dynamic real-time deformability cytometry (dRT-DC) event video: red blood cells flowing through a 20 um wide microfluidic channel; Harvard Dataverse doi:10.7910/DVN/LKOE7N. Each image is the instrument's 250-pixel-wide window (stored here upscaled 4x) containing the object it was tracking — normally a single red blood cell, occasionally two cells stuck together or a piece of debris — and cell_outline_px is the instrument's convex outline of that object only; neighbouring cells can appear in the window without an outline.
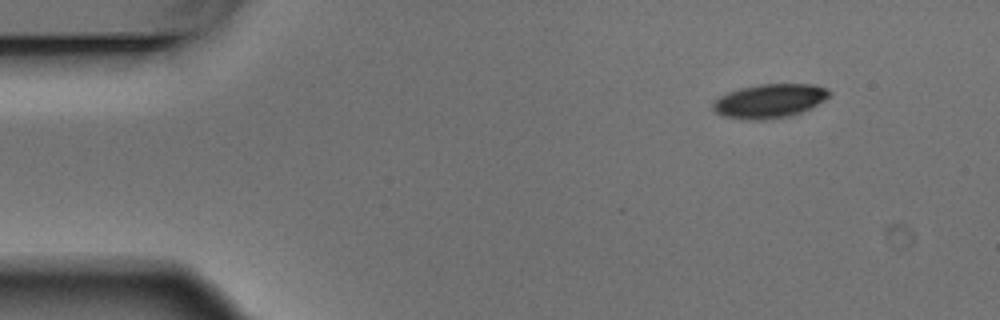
{"species": "Egyptian fruit bat (a non-hibernating species)", "species_latin": "Rousettus aegyptiacus", "temperature_condition": "warm", "stored_images_in_passage": 5, "segment_of_instrument_passage": [1, 2], "camera_frame_rate_fps": 3000, "um_per_image_px": 0.085, "animal": {"sex": "male"}, "frame": {"image": 1, "passage_image": 1, "time_ms": 0.0, "image_size_px": [1000, 320], "cell_outline_px": [[832, 92], [824, 100], [800, 112], [788, 116], [764, 120], [744, 120], [724, 116], [716, 112], [712, 108], [712, 104], [720, 96], [728, 92], [740, 88], [760, 84], [816, 84]], "centroid_in_image_um": [65.38, 8.58], "position_along_channel_um": 19.6, "area_um2": 22.83}}
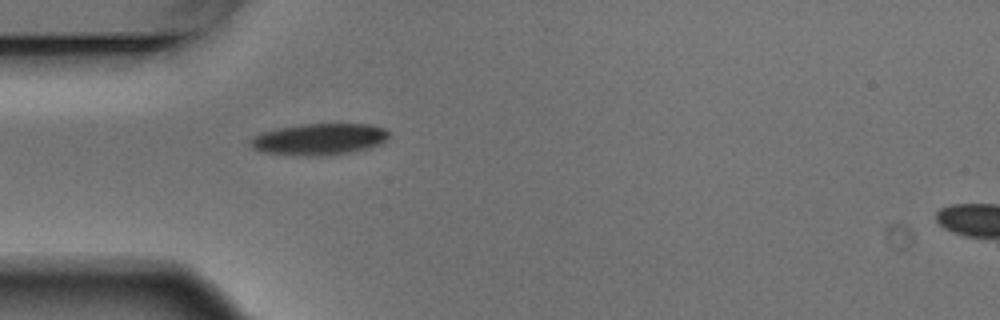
{"frame": {"image": 2, "passage_image": 4, "time_ms": 1.0, "image_size_px": [1000, 320], "cell_outline_px": [[388, 136], [380, 144], [368, 148], [352, 152], [328, 156], [300, 156], [264, 152], [252, 148], [248, 140], [260, 132], [280, 128], [304, 124], [368, 124], [384, 128], [388, 132]], "centroid_in_image_um": [27.1, 11.85], "position_along_channel_um": 57.9, "area_um2": 25.49}}